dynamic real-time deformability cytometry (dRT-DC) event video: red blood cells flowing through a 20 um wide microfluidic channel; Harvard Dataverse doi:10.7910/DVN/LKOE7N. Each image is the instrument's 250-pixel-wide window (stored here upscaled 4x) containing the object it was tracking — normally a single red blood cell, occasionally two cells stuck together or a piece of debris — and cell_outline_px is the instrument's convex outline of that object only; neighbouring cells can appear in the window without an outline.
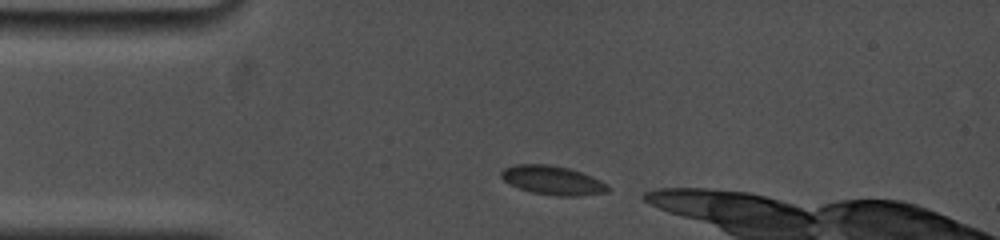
{"species": "common noctule bat (a hibernating species)", "species_latin": "Nyctalus noctula", "temperature_condition": "cold", "stored_images_in_passage": 2, "camera_frame_rate_fps": 5000, "um_per_image_px": 0.085, "animal": {"sex": "female", "body_mass_g": 19.0, "forearm_length_mm": 53.3}, "frame": {"image": 1, "passage_image": 1, "time_ms": 0.0, "image_size_px": [1000, 240], "cell_outline_px": [[612, 188], [608, 192], [580, 196], [556, 196], [532, 192], [520, 188], [504, 180], [500, 176], [500, 172], [504, 168], [516, 164], [548, 164], [568, 168], [580, 172], [600, 180], [608, 184]], "centroid_in_image_um": [47.01, 15.33], "position_along_channel_um": 38.0, "area_um2": 17.98}}